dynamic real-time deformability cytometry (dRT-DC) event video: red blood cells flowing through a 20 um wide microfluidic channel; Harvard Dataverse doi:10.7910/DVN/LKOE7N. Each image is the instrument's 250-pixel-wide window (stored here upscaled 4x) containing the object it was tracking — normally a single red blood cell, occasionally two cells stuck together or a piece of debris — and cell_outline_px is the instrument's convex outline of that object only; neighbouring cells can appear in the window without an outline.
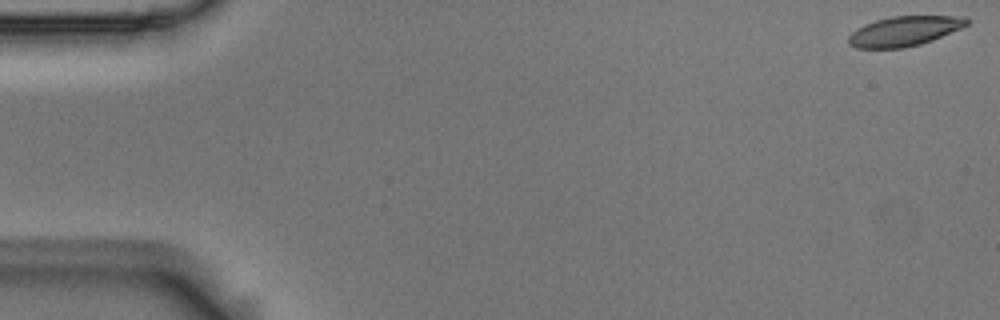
{"species": "Egyptian fruit bat (a non-hibernating species)", "species_latin": "Rousettus aegyptiacus", "temperature_condition": "room temperature", "stored_images_in_passage": 55, "camera_frame_rate_fps": 3000, "um_per_image_px": 0.085, "animal": {"sex": "male"}, "frame": {"image": 1, "passage_image": 1, "time_ms": 0.0, "image_size_px": [1000, 320], "cell_outline_px": [[972, 20], [968, 24], [960, 28], [932, 40], [920, 44], [904, 48], [856, 48], [848, 44], [848, 36], [852, 32], [864, 24], [876, 20], [892, 16], [964, 16]], "centroid_in_image_um": [76.86, 2.64], "position_along_channel_um": 8.1, "area_um2": 20.52}}
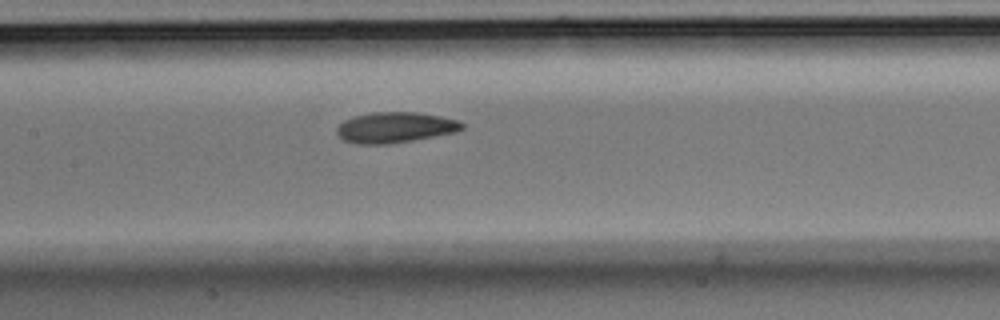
{"frame": {"image": 2, "passage_image": 26, "time_ms": 8.333, "image_size_px": [1000, 320], "cell_outline_px": [[464, 128], [456, 132], [412, 140], [388, 144], [356, 144], [344, 140], [336, 132], [336, 128], [344, 120], [356, 116], [372, 112], [416, 112], [440, 116], [460, 120], [464, 124]], "centroid_in_image_um": [33.6, 10.83], "position_along_channel_um": 173.8, "area_um2": 22.31}}
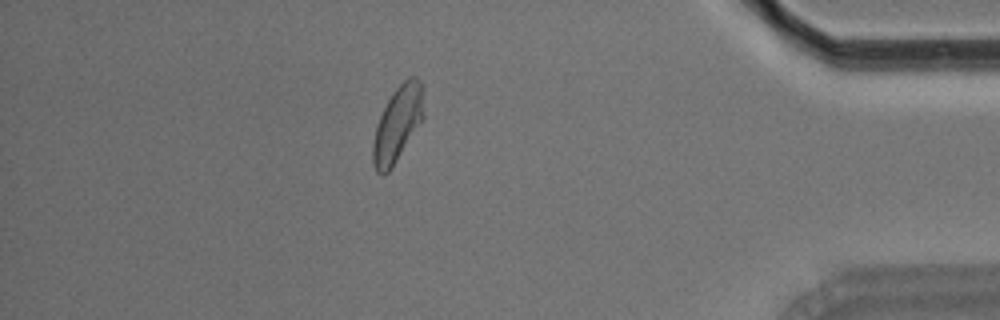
{"frame": {"image": 3, "passage_image": 48, "time_ms": 15.667, "image_size_px": [1000, 320], "cell_outline_px": [[424, 116], [392, 168], [384, 176], [376, 172], [372, 164], [372, 144], [376, 128], [380, 116], [392, 92], [408, 76], [416, 76], [420, 80]], "centroid_in_image_um": [33.76, 10.56], "position_along_channel_um": 401.4, "area_um2": 22.02}, "authors_computed_cell_mechanics": {"area_um2": 21.9062, "velocity_mm_per_s": 3.6489, "shape_relaxation_time_tau1_ms": 6.1474, "shape_relaxation_time_tau2_ms": 4.3095, "deformation_change_tau1": 0.1404, "deformation_change_tau2": 0.0983}}